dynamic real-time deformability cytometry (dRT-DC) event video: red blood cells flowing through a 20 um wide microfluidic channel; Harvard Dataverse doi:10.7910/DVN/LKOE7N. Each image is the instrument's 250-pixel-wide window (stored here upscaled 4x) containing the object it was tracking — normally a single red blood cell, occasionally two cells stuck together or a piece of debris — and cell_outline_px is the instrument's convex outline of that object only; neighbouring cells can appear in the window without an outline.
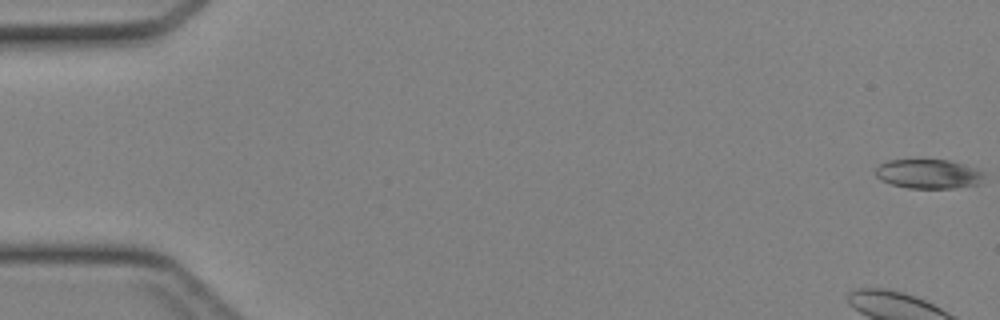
{"species": "Egyptian fruit bat (a non-hibernating species)", "species_latin": "Rousettus aegyptiacus", "temperature_condition": "cold", "stored_images_in_passage": 46, "camera_frame_rate_fps": 3000, "um_per_image_px": 0.085, "animal": {"sex": "female"}, "frame": {"image": 1, "passage_image": 1, "time_ms": 0.0, "image_size_px": [1000, 320], "cell_outline_px": [[980, 184], [956, 188], [908, 188], [892, 184], [880, 180], [876, 176], [876, 168], [880, 164], [888, 160], [948, 160], [964, 164], [980, 172]], "centroid_in_image_um": [78.85, 14.79], "position_along_channel_um": 6.2, "area_um2": 18.21}}